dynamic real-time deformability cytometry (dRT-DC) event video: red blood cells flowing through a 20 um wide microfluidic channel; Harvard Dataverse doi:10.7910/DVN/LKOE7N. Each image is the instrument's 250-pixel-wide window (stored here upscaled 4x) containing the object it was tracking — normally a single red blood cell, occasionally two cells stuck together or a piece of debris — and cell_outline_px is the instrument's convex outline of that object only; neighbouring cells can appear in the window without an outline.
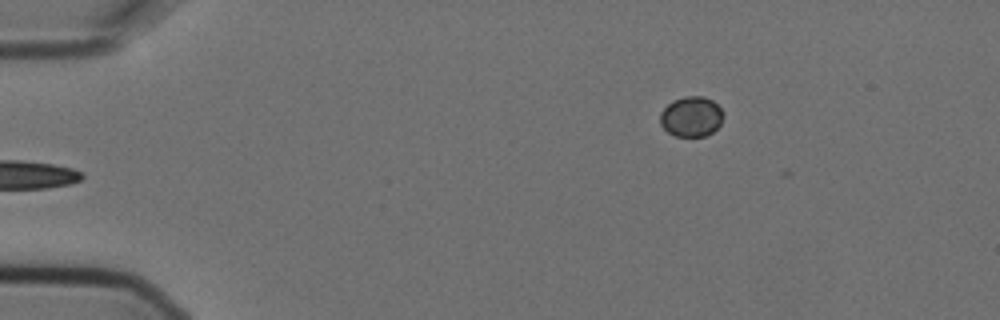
{"species": "Egyptian fruit bat (a non-hibernating species)", "species_latin": "Rousettus aegyptiacus", "temperature_condition": "cold", "stored_images_in_passage": 5, "camera_frame_rate_fps": 3000, "um_per_image_px": 0.085, "animal": {"sex": "female"}, "frame": {"image": 1, "passage_image": 1, "time_ms": 0.0, "image_size_px": [1000, 320], "cell_outline_px": [[724, 116], [720, 124], [712, 132], [704, 136], [676, 136], [668, 132], [660, 124], [660, 112], [672, 100], [684, 96], [704, 96], [712, 100], [724, 112]], "centroid_in_image_um": [58.76, 9.89], "position_along_channel_um": 26.2, "area_um2": 14.85}}
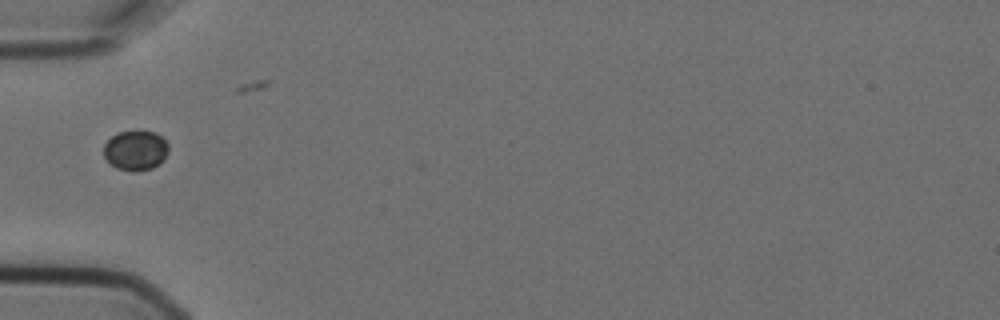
{"frame": {"image": 2, "passage_image": 4, "time_ms": 1.0, "image_size_px": [1000, 320], "cell_outline_px": [[168, 152], [164, 160], [160, 164], [152, 168], [116, 168], [104, 156], [104, 144], [116, 132], [156, 132], [168, 144]], "centroid_in_image_um": [11.54, 12.74], "position_along_channel_um": 73.5, "area_um2": 14.45}}